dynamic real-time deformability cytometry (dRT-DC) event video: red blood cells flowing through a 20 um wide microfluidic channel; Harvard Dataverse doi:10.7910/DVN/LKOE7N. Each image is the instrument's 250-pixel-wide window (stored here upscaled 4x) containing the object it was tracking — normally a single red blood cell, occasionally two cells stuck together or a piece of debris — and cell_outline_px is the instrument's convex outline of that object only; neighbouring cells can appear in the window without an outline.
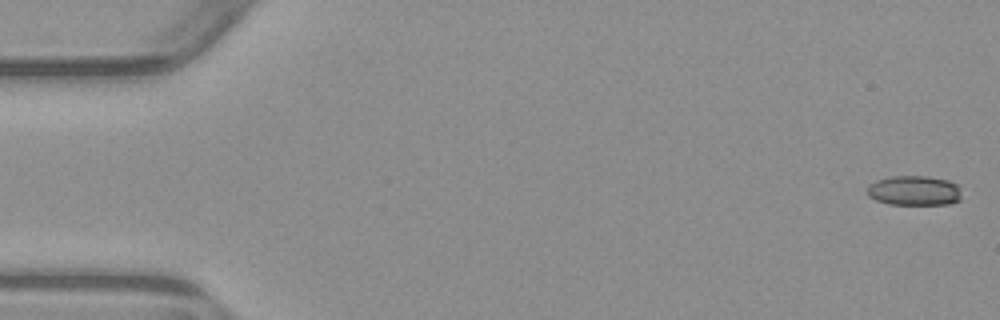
{"species": "common noctule bat (a hibernating species)", "species_latin": "Nyctalus noctula", "temperature_condition": "warm", "stored_images_in_passage": 7, "camera_frame_rate_fps": 3000, "um_per_image_px": 0.085, "animal": {"sex": "male", "body_mass_g": 23.1, "forearm_length_mm": 52.7}, "frame": {"image": 1, "passage_image": 1, "time_ms": 0.0, "image_size_px": [1000, 320], "cell_outline_px": [[960, 200], [948, 204], [888, 204], [876, 200], [868, 196], [868, 184], [876, 180], [892, 176], [928, 176], [948, 180], [956, 184], [960, 196]], "centroid_in_image_um": [77.67, 16.2], "position_along_channel_um": 7.3, "area_um2": 16.3}}
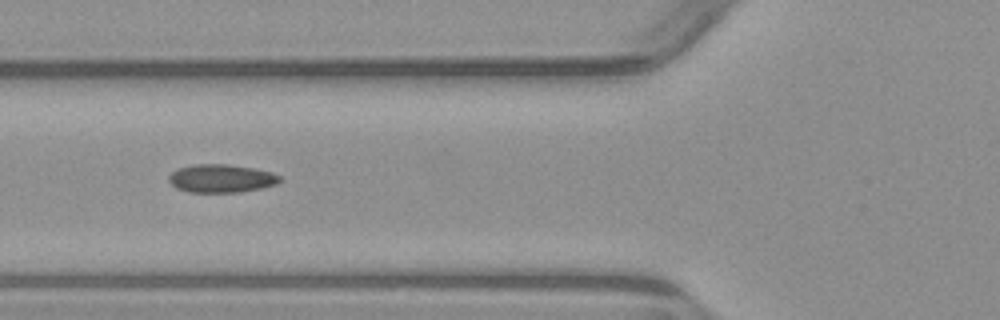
{"frame": {"image": 2, "passage_image": 5, "time_ms": 6.333, "image_size_px": [1000, 320], "cell_outline_px": [[284, 180], [276, 184], [260, 188], [236, 192], [188, 192], [176, 188], [168, 180], [168, 176], [176, 168], [196, 164], [228, 164], [252, 168], [272, 172], [280, 176]], "centroid_in_image_um": [18.79, 15.16], "position_along_channel_um": 107.0, "area_um2": 18.26}}
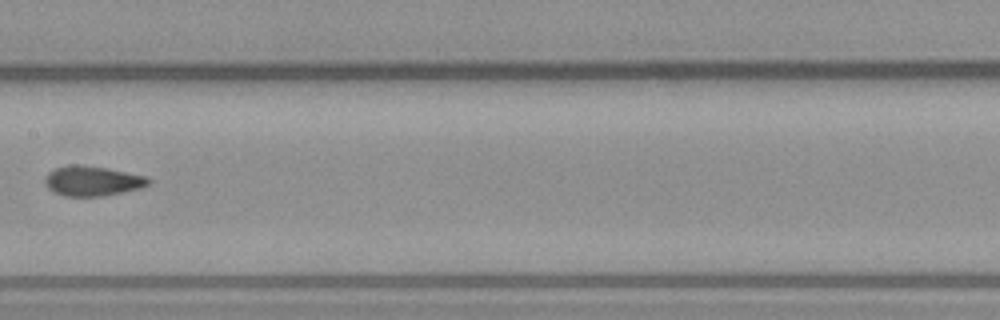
{"frame": {"image": 3, "passage_image": 7, "time_ms": 8.667, "image_size_px": [1000, 320], "cell_outline_px": [[152, 180], [148, 184], [140, 188], [104, 196], [64, 196], [52, 192], [44, 184], [44, 180], [48, 172], [56, 168], [72, 164], [76, 164], [108, 168], [144, 176]], "centroid_in_image_um": [7.81, 15.38], "position_along_channel_um": 199.6, "area_um2": 18.03}}